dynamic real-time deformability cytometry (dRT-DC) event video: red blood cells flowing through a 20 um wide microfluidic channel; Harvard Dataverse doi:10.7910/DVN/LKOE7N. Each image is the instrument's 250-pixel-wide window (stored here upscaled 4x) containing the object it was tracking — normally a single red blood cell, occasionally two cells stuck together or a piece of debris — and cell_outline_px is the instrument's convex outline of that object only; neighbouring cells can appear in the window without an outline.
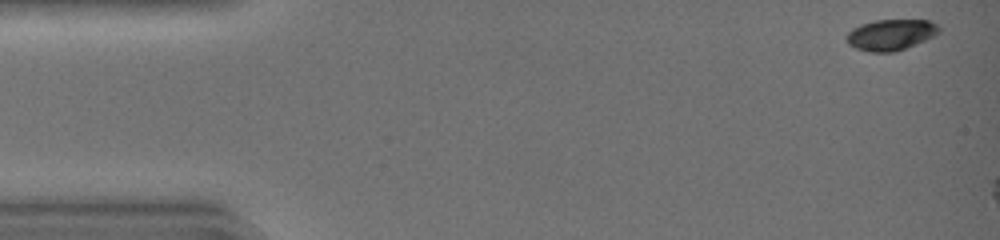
{"species": "common noctule bat (a hibernating species)", "species_latin": "Nyctalus noctula", "temperature_condition": "warm", "stored_images_in_passage": 5, "camera_frame_rate_fps": 3000, "um_per_image_px": 0.085, "animal": {"sex": "female", "body_mass_g": 19.0, "forearm_length_mm": 51.5}, "frame": {"image": 1, "passage_image": 1, "time_ms": 0.0, "image_size_px": [1000, 240], "cell_outline_px": [[940, 32], [924, 40], [904, 48], [892, 52], [868, 52], [856, 48], [848, 44], [848, 32], [852, 28], [860, 24], [876, 20], [928, 20], [936, 24], [940, 28]], "centroid_in_image_um": [75.7, 2.94], "position_along_channel_um": 9.3, "area_um2": 16.42}}